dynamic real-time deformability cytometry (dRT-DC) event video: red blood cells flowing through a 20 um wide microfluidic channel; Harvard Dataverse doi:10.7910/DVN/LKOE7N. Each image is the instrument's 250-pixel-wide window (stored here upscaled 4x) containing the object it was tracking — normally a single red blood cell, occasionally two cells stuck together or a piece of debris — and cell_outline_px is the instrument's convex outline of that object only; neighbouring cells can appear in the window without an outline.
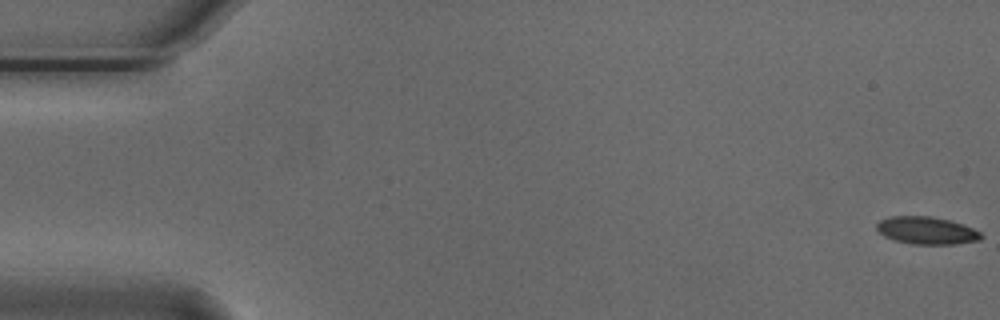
{"species": "Egyptian fruit bat (a non-hibernating species)", "species_latin": "Rousettus aegyptiacus", "temperature_condition": "cold", "stored_images_in_passage": 54, "camera_frame_rate_fps": 3000, "um_per_image_px": 0.085, "animal": {"sex": "male"}, "frame": {"image": 1, "passage_image": 1, "time_ms": 0.0, "image_size_px": [1000, 320], "cell_outline_px": [[984, 236], [980, 240], [956, 244], [912, 244], [896, 240], [884, 236], [876, 228], [876, 224], [880, 220], [892, 216], [932, 216], [948, 220], [972, 228], [980, 232]], "centroid_in_image_um": [78.77, 19.59], "position_along_channel_um": 6.2, "area_um2": 16.59}}
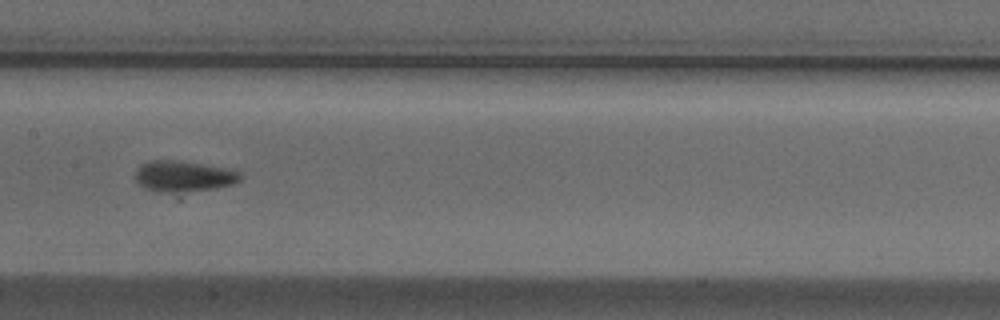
{"frame": {"image": 2, "passage_image": 28, "time_ms": 9.0, "image_size_px": [1000, 320], "cell_outline_px": [[240, 180], [232, 184], [216, 188], [172, 192], [156, 192], [144, 188], [136, 184], [136, 168], [140, 164], [148, 160], [180, 160], [232, 168], [240, 172]], "centroid_in_image_um": [15.57, 14.95], "position_along_channel_um": 191.8, "area_um2": 19.25}}
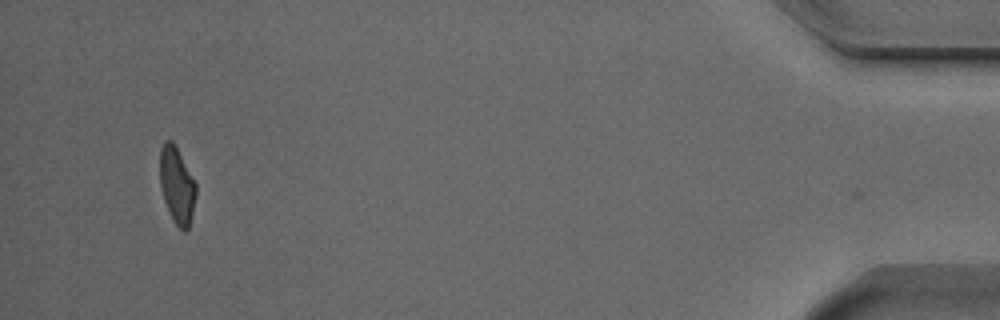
{"frame": {"image": 3, "passage_image": 53, "time_ms": 17.333, "image_size_px": [1000, 320], "cell_outline_px": [[196, 196], [188, 228], [184, 232], [172, 220], [164, 200], [160, 188], [160, 148], [164, 140], [172, 140], [196, 184]], "centroid_in_image_um": [15.01, 15.75], "position_along_channel_um": 420.2, "area_um2": 15.9}, "authors_computed_cell_mechanics": {"area_um2": 17.3111, "velocity_mm_per_s": 3.709, "shape_relaxation_time_tau1_ms": 3.5441, "shape_relaxation_time_tau2_ms": 1.8418, "deformation_change_tau1": 0.1269, "deformation_change_tau2": 0.081}}